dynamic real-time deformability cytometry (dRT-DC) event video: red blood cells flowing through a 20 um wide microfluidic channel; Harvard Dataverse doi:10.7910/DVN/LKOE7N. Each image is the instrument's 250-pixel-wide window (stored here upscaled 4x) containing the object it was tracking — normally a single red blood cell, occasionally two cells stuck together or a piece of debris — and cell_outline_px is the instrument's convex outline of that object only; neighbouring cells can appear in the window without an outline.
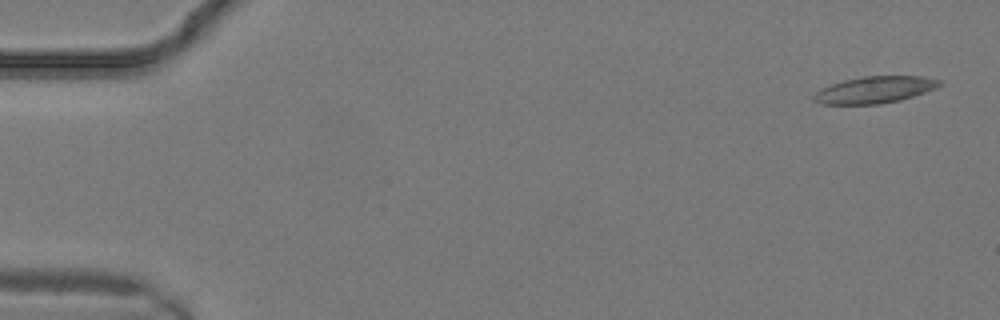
{"species": "common noctule bat (a hibernating species)", "species_latin": "Nyctalus noctula", "temperature_condition": "warm", "stored_images_in_passage": 14, "camera_frame_rate_fps": 3000, "um_per_image_px": 0.085, "animal": {"sex": "male", "body_mass_g": 19.2, "forearm_length_mm": 51.8}, "frame": {"image": 1, "passage_image": 1, "time_ms": 0.0, "image_size_px": [1000, 320], "cell_outline_px": [[944, 84], [936, 88], [900, 100], [880, 104], [820, 104], [812, 100], [812, 96], [820, 88], [844, 80], [864, 76], [924, 76], [944, 80]], "centroid_in_image_um": [74.37, 7.62], "position_along_channel_um": 10.6, "area_um2": 19.77}}
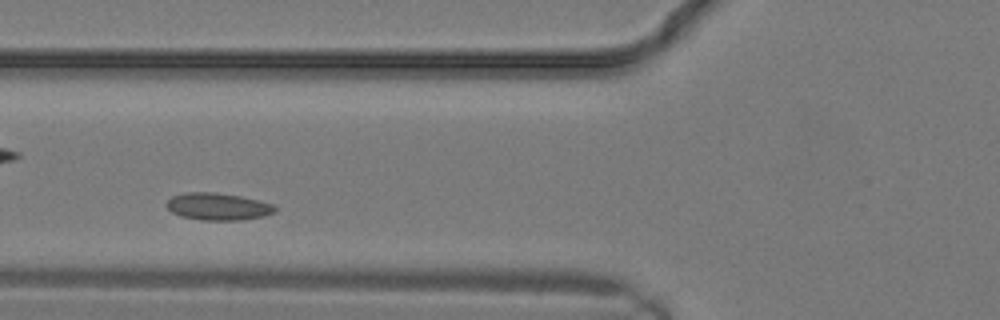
{"frame": {"image": 2, "passage_image": 11, "time_ms": 3.333, "image_size_px": [1000, 320], "cell_outline_px": [[276, 212], [264, 216], [240, 220], [200, 220], [180, 216], [172, 212], [164, 204], [172, 196], [184, 192], [216, 192], [240, 196], [272, 204], [276, 208]], "centroid_in_image_um": [18.49, 17.55], "position_along_channel_um": 107.3, "area_um2": 17.22}}
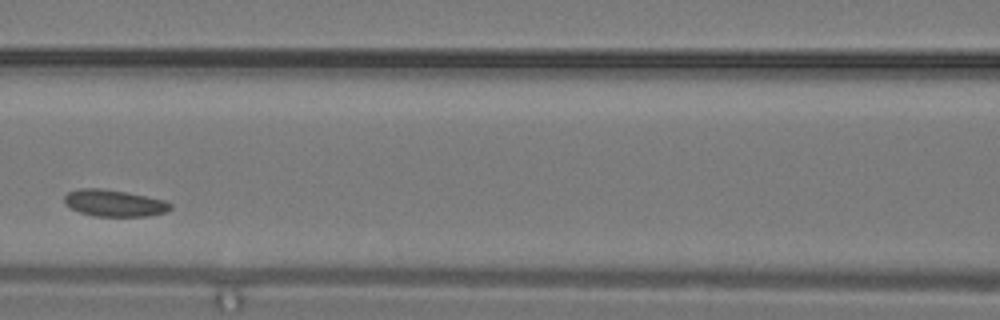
{"frame": {"image": 3, "passage_image": 13, "time_ms": 4.0, "image_size_px": [1000, 320], "cell_outline_px": [[172, 208], [168, 212], [148, 216], [96, 216], [80, 212], [64, 204], [64, 196], [68, 192], [80, 188], [100, 188], [124, 192], [164, 200], [172, 204]], "centroid_in_image_um": [9.71, 17.27], "position_along_channel_um": 156.9, "area_um2": 16.42}}